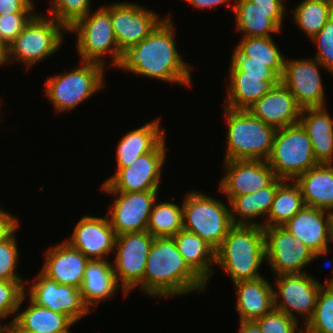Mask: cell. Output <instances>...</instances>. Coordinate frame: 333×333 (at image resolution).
I'll return each instance as SVG.
<instances>
[{
	"label": "cell",
	"mask_w": 333,
	"mask_h": 333,
	"mask_svg": "<svg viewBox=\"0 0 333 333\" xmlns=\"http://www.w3.org/2000/svg\"><path fill=\"white\" fill-rule=\"evenodd\" d=\"M110 18L121 52L140 43L165 19L133 2L110 4Z\"/></svg>",
	"instance_id": "15"
},
{
	"label": "cell",
	"mask_w": 333,
	"mask_h": 333,
	"mask_svg": "<svg viewBox=\"0 0 333 333\" xmlns=\"http://www.w3.org/2000/svg\"><path fill=\"white\" fill-rule=\"evenodd\" d=\"M29 307L18 312L10 322L20 329L36 333H70L69 327L76 323L64 313L41 307L29 298Z\"/></svg>",
	"instance_id": "32"
},
{
	"label": "cell",
	"mask_w": 333,
	"mask_h": 333,
	"mask_svg": "<svg viewBox=\"0 0 333 333\" xmlns=\"http://www.w3.org/2000/svg\"><path fill=\"white\" fill-rule=\"evenodd\" d=\"M294 181L300 187L306 206L333 209V163L317 164Z\"/></svg>",
	"instance_id": "28"
},
{
	"label": "cell",
	"mask_w": 333,
	"mask_h": 333,
	"mask_svg": "<svg viewBox=\"0 0 333 333\" xmlns=\"http://www.w3.org/2000/svg\"><path fill=\"white\" fill-rule=\"evenodd\" d=\"M238 333H262L255 321H240Z\"/></svg>",
	"instance_id": "49"
},
{
	"label": "cell",
	"mask_w": 333,
	"mask_h": 333,
	"mask_svg": "<svg viewBox=\"0 0 333 333\" xmlns=\"http://www.w3.org/2000/svg\"><path fill=\"white\" fill-rule=\"evenodd\" d=\"M284 180L278 187L263 227L282 226L306 205L299 185Z\"/></svg>",
	"instance_id": "33"
},
{
	"label": "cell",
	"mask_w": 333,
	"mask_h": 333,
	"mask_svg": "<svg viewBox=\"0 0 333 333\" xmlns=\"http://www.w3.org/2000/svg\"><path fill=\"white\" fill-rule=\"evenodd\" d=\"M48 16L61 23L67 30L90 11L91 0H52Z\"/></svg>",
	"instance_id": "38"
},
{
	"label": "cell",
	"mask_w": 333,
	"mask_h": 333,
	"mask_svg": "<svg viewBox=\"0 0 333 333\" xmlns=\"http://www.w3.org/2000/svg\"><path fill=\"white\" fill-rule=\"evenodd\" d=\"M236 2V3H235ZM236 28L243 37H271L281 32L285 9H262L250 0H235Z\"/></svg>",
	"instance_id": "23"
},
{
	"label": "cell",
	"mask_w": 333,
	"mask_h": 333,
	"mask_svg": "<svg viewBox=\"0 0 333 333\" xmlns=\"http://www.w3.org/2000/svg\"><path fill=\"white\" fill-rule=\"evenodd\" d=\"M15 233L0 242V281H24L16 272L18 247Z\"/></svg>",
	"instance_id": "41"
},
{
	"label": "cell",
	"mask_w": 333,
	"mask_h": 333,
	"mask_svg": "<svg viewBox=\"0 0 333 333\" xmlns=\"http://www.w3.org/2000/svg\"><path fill=\"white\" fill-rule=\"evenodd\" d=\"M311 41L317 46L315 59L333 74V15Z\"/></svg>",
	"instance_id": "43"
},
{
	"label": "cell",
	"mask_w": 333,
	"mask_h": 333,
	"mask_svg": "<svg viewBox=\"0 0 333 333\" xmlns=\"http://www.w3.org/2000/svg\"><path fill=\"white\" fill-rule=\"evenodd\" d=\"M329 215V226H330V238L333 243V209L327 211Z\"/></svg>",
	"instance_id": "52"
},
{
	"label": "cell",
	"mask_w": 333,
	"mask_h": 333,
	"mask_svg": "<svg viewBox=\"0 0 333 333\" xmlns=\"http://www.w3.org/2000/svg\"><path fill=\"white\" fill-rule=\"evenodd\" d=\"M282 226L314 252L312 261L328 254L331 238L326 210L305 206Z\"/></svg>",
	"instance_id": "21"
},
{
	"label": "cell",
	"mask_w": 333,
	"mask_h": 333,
	"mask_svg": "<svg viewBox=\"0 0 333 333\" xmlns=\"http://www.w3.org/2000/svg\"><path fill=\"white\" fill-rule=\"evenodd\" d=\"M105 67L94 62H81L75 70L56 74L45 82V94L57 113L67 112L88 100L103 88Z\"/></svg>",
	"instance_id": "7"
},
{
	"label": "cell",
	"mask_w": 333,
	"mask_h": 333,
	"mask_svg": "<svg viewBox=\"0 0 333 333\" xmlns=\"http://www.w3.org/2000/svg\"><path fill=\"white\" fill-rule=\"evenodd\" d=\"M264 261L265 235L257 225L234 224L216 250L215 265L222 267L234 284L263 277L258 270Z\"/></svg>",
	"instance_id": "3"
},
{
	"label": "cell",
	"mask_w": 333,
	"mask_h": 333,
	"mask_svg": "<svg viewBox=\"0 0 333 333\" xmlns=\"http://www.w3.org/2000/svg\"><path fill=\"white\" fill-rule=\"evenodd\" d=\"M205 283L188 267L173 237H155L150 248L144 280L137 286L147 295L169 298L204 291Z\"/></svg>",
	"instance_id": "2"
},
{
	"label": "cell",
	"mask_w": 333,
	"mask_h": 333,
	"mask_svg": "<svg viewBox=\"0 0 333 333\" xmlns=\"http://www.w3.org/2000/svg\"><path fill=\"white\" fill-rule=\"evenodd\" d=\"M184 198L183 229L197 234L217 250L234 225L230 208L221 200L195 190Z\"/></svg>",
	"instance_id": "6"
},
{
	"label": "cell",
	"mask_w": 333,
	"mask_h": 333,
	"mask_svg": "<svg viewBox=\"0 0 333 333\" xmlns=\"http://www.w3.org/2000/svg\"><path fill=\"white\" fill-rule=\"evenodd\" d=\"M262 9H286L284 0H250Z\"/></svg>",
	"instance_id": "48"
},
{
	"label": "cell",
	"mask_w": 333,
	"mask_h": 333,
	"mask_svg": "<svg viewBox=\"0 0 333 333\" xmlns=\"http://www.w3.org/2000/svg\"><path fill=\"white\" fill-rule=\"evenodd\" d=\"M120 286L108 260H90L86 266L80 293L84 303L93 306L113 297Z\"/></svg>",
	"instance_id": "31"
},
{
	"label": "cell",
	"mask_w": 333,
	"mask_h": 333,
	"mask_svg": "<svg viewBox=\"0 0 333 333\" xmlns=\"http://www.w3.org/2000/svg\"><path fill=\"white\" fill-rule=\"evenodd\" d=\"M246 110L267 125L280 129L298 124L302 109L293 94L280 81Z\"/></svg>",
	"instance_id": "20"
},
{
	"label": "cell",
	"mask_w": 333,
	"mask_h": 333,
	"mask_svg": "<svg viewBox=\"0 0 333 333\" xmlns=\"http://www.w3.org/2000/svg\"><path fill=\"white\" fill-rule=\"evenodd\" d=\"M230 64L226 108L247 109L280 82L279 77L245 76L244 72Z\"/></svg>",
	"instance_id": "24"
},
{
	"label": "cell",
	"mask_w": 333,
	"mask_h": 333,
	"mask_svg": "<svg viewBox=\"0 0 333 333\" xmlns=\"http://www.w3.org/2000/svg\"><path fill=\"white\" fill-rule=\"evenodd\" d=\"M325 285H333V274H332V278L331 279H328L327 278V280H325V283H324Z\"/></svg>",
	"instance_id": "53"
},
{
	"label": "cell",
	"mask_w": 333,
	"mask_h": 333,
	"mask_svg": "<svg viewBox=\"0 0 333 333\" xmlns=\"http://www.w3.org/2000/svg\"><path fill=\"white\" fill-rule=\"evenodd\" d=\"M299 123L310 138L316 161L333 163V118L327 110L324 107L302 109Z\"/></svg>",
	"instance_id": "26"
},
{
	"label": "cell",
	"mask_w": 333,
	"mask_h": 333,
	"mask_svg": "<svg viewBox=\"0 0 333 333\" xmlns=\"http://www.w3.org/2000/svg\"><path fill=\"white\" fill-rule=\"evenodd\" d=\"M69 239L65 241L89 260H106L105 256L114 252L116 234L107 217L85 215Z\"/></svg>",
	"instance_id": "19"
},
{
	"label": "cell",
	"mask_w": 333,
	"mask_h": 333,
	"mask_svg": "<svg viewBox=\"0 0 333 333\" xmlns=\"http://www.w3.org/2000/svg\"><path fill=\"white\" fill-rule=\"evenodd\" d=\"M187 3L192 5L194 8H199V9H209V8H214L218 7L219 5L221 6L223 3L226 4L228 2H231V0H185Z\"/></svg>",
	"instance_id": "47"
},
{
	"label": "cell",
	"mask_w": 333,
	"mask_h": 333,
	"mask_svg": "<svg viewBox=\"0 0 333 333\" xmlns=\"http://www.w3.org/2000/svg\"><path fill=\"white\" fill-rule=\"evenodd\" d=\"M266 161L277 178L291 181L319 164L310 138L300 123L276 129L272 151Z\"/></svg>",
	"instance_id": "9"
},
{
	"label": "cell",
	"mask_w": 333,
	"mask_h": 333,
	"mask_svg": "<svg viewBox=\"0 0 333 333\" xmlns=\"http://www.w3.org/2000/svg\"><path fill=\"white\" fill-rule=\"evenodd\" d=\"M33 0H0V15L34 13Z\"/></svg>",
	"instance_id": "45"
},
{
	"label": "cell",
	"mask_w": 333,
	"mask_h": 333,
	"mask_svg": "<svg viewBox=\"0 0 333 333\" xmlns=\"http://www.w3.org/2000/svg\"><path fill=\"white\" fill-rule=\"evenodd\" d=\"M319 66L313 59H285L280 81L289 89L301 109L324 107L325 92Z\"/></svg>",
	"instance_id": "16"
},
{
	"label": "cell",
	"mask_w": 333,
	"mask_h": 333,
	"mask_svg": "<svg viewBox=\"0 0 333 333\" xmlns=\"http://www.w3.org/2000/svg\"><path fill=\"white\" fill-rule=\"evenodd\" d=\"M234 286L240 321H256L274 309L273 285L265 277L237 282Z\"/></svg>",
	"instance_id": "25"
},
{
	"label": "cell",
	"mask_w": 333,
	"mask_h": 333,
	"mask_svg": "<svg viewBox=\"0 0 333 333\" xmlns=\"http://www.w3.org/2000/svg\"><path fill=\"white\" fill-rule=\"evenodd\" d=\"M30 284L29 298L41 307L53 312L64 313L75 322L90 313V308L84 303L80 289L48 278L41 271Z\"/></svg>",
	"instance_id": "17"
},
{
	"label": "cell",
	"mask_w": 333,
	"mask_h": 333,
	"mask_svg": "<svg viewBox=\"0 0 333 333\" xmlns=\"http://www.w3.org/2000/svg\"><path fill=\"white\" fill-rule=\"evenodd\" d=\"M169 17L140 43L124 50L116 69L190 87L191 65L177 51L175 29Z\"/></svg>",
	"instance_id": "1"
},
{
	"label": "cell",
	"mask_w": 333,
	"mask_h": 333,
	"mask_svg": "<svg viewBox=\"0 0 333 333\" xmlns=\"http://www.w3.org/2000/svg\"><path fill=\"white\" fill-rule=\"evenodd\" d=\"M296 25L310 39L315 36L333 15L331 0H303L293 10Z\"/></svg>",
	"instance_id": "34"
},
{
	"label": "cell",
	"mask_w": 333,
	"mask_h": 333,
	"mask_svg": "<svg viewBox=\"0 0 333 333\" xmlns=\"http://www.w3.org/2000/svg\"><path fill=\"white\" fill-rule=\"evenodd\" d=\"M77 35L76 50L80 59L85 62H94L105 67L104 56H112L111 65L117 67L122 52L120 51L114 35L110 18V5L99 7L94 13L90 12L79 19L68 32Z\"/></svg>",
	"instance_id": "8"
},
{
	"label": "cell",
	"mask_w": 333,
	"mask_h": 333,
	"mask_svg": "<svg viewBox=\"0 0 333 333\" xmlns=\"http://www.w3.org/2000/svg\"><path fill=\"white\" fill-rule=\"evenodd\" d=\"M166 150L164 139L153 151L139 156L130 166L116 168V173L103 182L102 190L120 192L159 190Z\"/></svg>",
	"instance_id": "11"
},
{
	"label": "cell",
	"mask_w": 333,
	"mask_h": 333,
	"mask_svg": "<svg viewBox=\"0 0 333 333\" xmlns=\"http://www.w3.org/2000/svg\"><path fill=\"white\" fill-rule=\"evenodd\" d=\"M304 333H333V285L321 287L314 314L304 325Z\"/></svg>",
	"instance_id": "37"
},
{
	"label": "cell",
	"mask_w": 333,
	"mask_h": 333,
	"mask_svg": "<svg viewBox=\"0 0 333 333\" xmlns=\"http://www.w3.org/2000/svg\"><path fill=\"white\" fill-rule=\"evenodd\" d=\"M232 56H246L248 61L285 62V56L272 37H242Z\"/></svg>",
	"instance_id": "36"
},
{
	"label": "cell",
	"mask_w": 333,
	"mask_h": 333,
	"mask_svg": "<svg viewBox=\"0 0 333 333\" xmlns=\"http://www.w3.org/2000/svg\"><path fill=\"white\" fill-rule=\"evenodd\" d=\"M68 31L61 23L48 15L36 14L14 41L7 47L3 64L17 60L26 70L37 62L50 57L63 45V32Z\"/></svg>",
	"instance_id": "5"
},
{
	"label": "cell",
	"mask_w": 333,
	"mask_h": 333,
	"mask_svg": "<svg viewBox=\"0 0 333 333\" xmlns=\"http://www.w3.org/2000/svg\"><path fill=\"white\" fill-rule=\"evenodd\" d=\"M224 113L228 127L224 161L267 160L272 151L276 129L246 109L224 107Z\"/></svg>",
	"instance_id": "4"
},
{
	"label": "cell",
	"mask_w": 333,
	"mask_h": 333,
	"mask_svg": "<svg viewBox=\"0 0 333 333\" xmlns=\"http://www.w3.org/2000/svg\"><path fill=\"white\" fill-rule=\"evenodd\" d=\"M330 263H331L330 261L326 262L325 265L327 266V268L330 267Z\"/></svg>",
	"instance_id": "55"
},
{
	"label": "cell",
	"mask_w": 333,
	"mask_h": 333,
	"mask_svg": "<svg viewBox=\"0 0 333 333\" xmlns=\"http://www.w3.org/2000/svg\"><path fill=\"white\" fill-rule=\"evenodd\" d=\"M6 52H7V47L2 43L0 39V65H3Z\"/></svg>",
	"instance_id": "51"
},
{
	"label": "cell",
	"mask_w": 333,
	"mask_h": 333,
	"mask_svg": "<svg viewBox=\"0 0 333 333\" xmlns=\"http://www.w3.org/2000/svg\"><path fill=\"white\" fill-rule=\"evenodd\" d=\"M154 238L147 231L116 236V256L112 267L125 297L144 280L146 261Z\"/></svg>",
	"instance_id": "10"
},
{
	"label": "cell",
	"mask_w": 333,
	"mask_h": 333,
	"mask_svg": "<svg viewBox=\"0 0 333 333\" xmlns=\"http://www.w3.org/2000/svg\"><path fill=\"white\" fill-rule=\"evenodd\" d=\"M276 277L273 289L274 309L298 320L295 312L304 317L305 324L312 318L321 287L324 285L307 273L283 274ZM281 298V301L279 299ZM294 312V313H293Z\"/></svg>",
	"instance_id": "13"
},
{
	"label": "cell",
	"mask_w": 333,
	"mask_h": 333,
	"mask_svg": "<svg viewBox=\"0 0 333 333\" xmlns=\"http://www.w3.org/2000/svg\"><path fill=\"white\" fill-rule=\"evenodd\" d=\"M29 281H0V318L15 315L26 298Z\"/></svg>",
	"instance_id": "39"
},
{
	"label": "cell",
	"mask_w": 333,
	"mask_h": 333,
	"mask_svg": "<svg viewBox=\"0 0 333 333\" xmlns=\"http://www.w3.org/2000/svg\"><path fill=\"white\" fill-rule=\"evenodd\" d=\"M41 272L58 284L81 289L85 269L90 261L66 241L47 249Z\"/></svg>",
	"instance_id": "22"
},
{
	"label": "cell",
	"mask_w": 333,
	"mask_h": 333,
	"mask_svg": "<svg viewBox=\"0 0 333 333\" xmlns=\"http://www.w3.org/2000/svg\"><path fill=\"white\" fill-rule=\"evenodd\" d=\"M231 63L245 76L253 77H279L284 72L285 62H258L248 61L246 56H231Z\"/></svg>",
	"instance_id": "40"
},
{
	"label": "cell",
	"mask_w": 333,
	"mask_h": 333,
	"mask_svg": "<svg viewBox=\"0 0 333 333\" xmlns=\"http://www.w3.org/2000/svg\"><path fill=\"white\" fill-rule=\"evenodd\" d=\"M7 325L0 324V333L6 332Z\"/></svg>",
	"instance_id": "54"
},
{
	"label": "cell",
	"mask_w": 333,
	"mask_h": 333,
	"mask_svg": "<svg viewBox=\"0 0 333 333\" xmlns=\"http://www.w3.org/2000/svg\"><path fill=\"white\" fill-rule=\"evenodd\" d=\"M179 253L188 267L205 283L214 274L216 250L197 234L181 229L174 236Z\"/></svg>",
	"instance_id": "29"
},
{
	"label": "cell",
	"mask_w": 333,
	"mask_h": 333,
	"mask_svg": "<svg viewBox=\"0 0 333 333\" xmlns=\"http://www.w3.org/2000/svg\"><path fill=\"white\" fill-rule=\"evenodd\" d=\"M7 328L6 331L8 333H36V332H32V331H25L20 329L13 321L6 323Z\"/></svg>",
	"instance_id": "50"
},
{
	"label": "cell",
	"mask_w": 333,
	"mask_h": 333,
	"mask_svg": "<svg viewBox=\"0 0 333 333\" xmlns=\"http://www.w3.org/2000/svg\"><path fill=\"white\" fill-rule=\"evenodd\" d=\"M283 181V179L276 178L268 187L250 194L232 198L228 203H230L229 206L233 224L257 225L263 227L262 221L255 222L254 219L259 218V216L266 217L268 215L277 187ZM237 216H239V219Z\"/></svg>",
	"instance_id": "30"
},
{
	"label": "cell",
	"mask_w": 333,
	"mask_h": 333,
	"mask_svg": "<svg viewBox=\"0 0 333 333\" xmlns=\"http://www.w3.org/2000/svg\"><path fill=\"white\" fill-rule=\"evenodd\" d=\"M265 260L275 275L301 274L312 262L313 251L283 226L263 227Z\"/></svg>",
	"instance_id": "12"
},
{
	"label": "cell",
	"mask_w": 333,
	"mask_h": 333,
	"mask_svg": "<svg viewBox=\"0 0 333 333\" xmlns=\"http://www.w3.org/2000/svg\"><path fill=\"white\" fill-rule=\"evenodd\" d=\"M19 225L18 218L0 208V242L11 237Z\"/></svg>",
	"instance_id": "46"
},
{
	"label": "cell",
	"mask_w": 333,
	"mask_h": 333,
	"mask_svg": "<svg viewBox=\"0 0 333 333\" xmlns=\"http://www.w3.org/2000/svg\"><path fill=\"white\" fill-rule=\"evenodd\" d=\"M224 164L219 190L228 202L268 187L277 178L266 160H228Z\"/></svg>",
	"instance_id": "18"
},
{
	"label": "cell",
	"mask_w": 333,
	"mask_h": 333,
	"mask_svg": "<svg viewBox=\"0 0 333 333\" xmlns=\"http://www.w3.org/2000/svg\"><path fill=\"white\" fill-rule=\"evenodd\" d=\"M164 201L153 204L147 224V232L154 237H173L183 228L182 205Z\"/></svg>",
	"instance_id": "35"
},
{
	"label": "cell",
	"mask_w": 333,
	"mask_h": 333,
	"mask_svg": "<svg viewBox=\"0 0 333 333\" xmlns=\"http://www.w3.org/2000/svg\"><path fill=\"white\" fill-rule=\"evenodd\" d=\"M255 322L262 333H304L302 328L298 330L299 320H295L276 309H273Z\"/></svg>",
	"instance_id": "42"
},
{
	"label": "cell",
	"mask_w": 333,
	"mask_h": 333,
	"mask_svg": "<svg viewBox=\"0 0 333 333\" xmlns=\"http://www.w3.org/2000/svg\"><path fill=\"white\" fill-rule=\"evenodd\" d=\"M159 124L158 117L121 138L116 149V168L130 166L139 156L153 151L165 139L166 131Z\"/></svg>",
	"instance_id": "27"
},
{
	"label": "cell",
	"mask_w": 333,
	"mask_h": 333,
	"mask_svg": "<svg viewBox=\"0 0 333 333\" xmlns=\"http://www.w3.org/2000/svg\"><path fill=\"white\" fill-rule=\"evenodd\" d=\"M37 13L0 15V39L8 47Z\"/></svg>",
	"instance_id": "44"
},
{
	"label": "cell",
	"mask_w": 333,
	"mask_h": 333,
	"mask_svg": "<svg viewBox=\"0 0 333 333\" xmlns=\"http://www.w3.org/2000/svg\"><path fill=\"white\" fill-rule=\"evenodd\" d=\"M159 190L144 192L105 191L114 195V202L105 216L116 236L123 233L146 232L149 216ZM116 198V199H115Z\"/></svg>",
	"instance_id": "14"
}]
</instances>
